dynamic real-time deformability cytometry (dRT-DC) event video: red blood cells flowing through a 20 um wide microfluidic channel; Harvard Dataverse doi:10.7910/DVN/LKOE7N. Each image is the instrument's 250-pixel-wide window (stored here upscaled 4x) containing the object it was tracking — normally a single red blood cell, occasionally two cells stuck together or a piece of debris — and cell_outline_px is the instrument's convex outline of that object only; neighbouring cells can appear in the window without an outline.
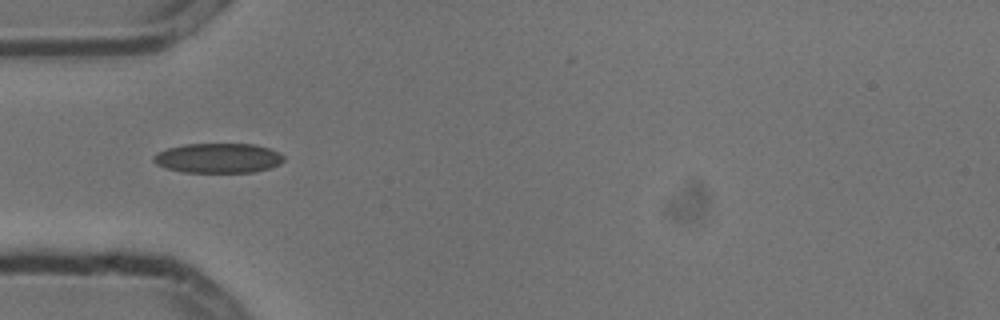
{"species": "common noctule bat (a hibernating species)", "species_latin": "Nyctalus noctula", "temperature_condition": "cold", "stored_images_in_passage": 4, "camera_frame_rate_fps": 3000, "um_per_image_px": 0.085, "animal": {"sex": "male", "body_mass_g": 13.3}, "frame": {"image": 1, "passage_image": 3, "time_ms": 0.667, "image_size_px": [1000, 320], "cell_outline_px": [[284, 160], [280, 164], [268, 168], [252, 172], [184, 172], [164, 168], [156, 164], [152, 160], [152, 156], [156, 152], [168, 148], [184, 144], [252, 144], [268, 148], [280, 152], [284, 156]], "centroid_in_image_um": [18.51, 13.43], "position_along_channel_um": 66.5, "area_um2": 22.66}}
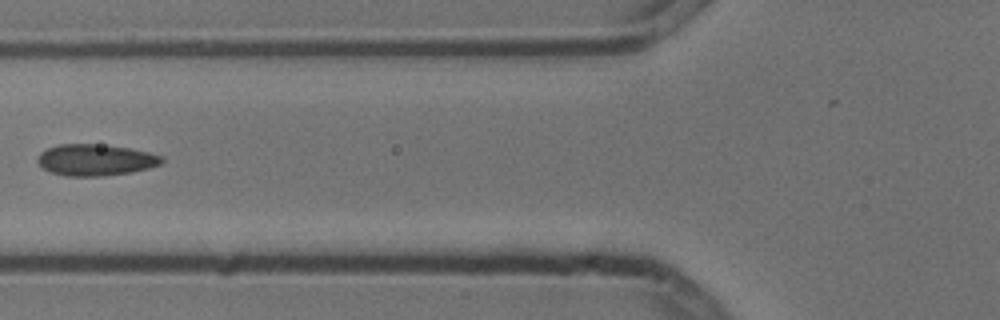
{"frame": {"image": 2, "passage_image": 4, "time_ms": 1.0, "image_size_px": [1000, 320], "cell_outline_px": [[164, 160], [160, 164], [148, 168], [132, 172], [100, 176], [64, 176], [52, 172], [44, 168], [36, 160], [40, 152], [48, 148], [60, 144], [96, 144], [128, 148], [148, 152], [164, 156]], "centroid_in_image_um": [8.12, 13.59], "position_along_channel_um": 117.7, "area_um2": 22.6}}